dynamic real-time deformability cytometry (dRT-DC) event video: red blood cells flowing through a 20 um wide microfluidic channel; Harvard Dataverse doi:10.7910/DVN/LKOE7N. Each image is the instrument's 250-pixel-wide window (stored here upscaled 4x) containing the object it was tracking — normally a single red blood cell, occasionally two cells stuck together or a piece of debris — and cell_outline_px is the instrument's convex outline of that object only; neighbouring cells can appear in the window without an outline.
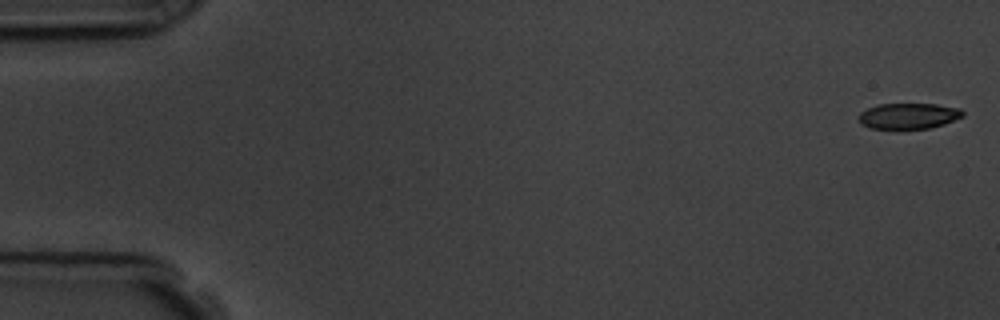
{"species": "common noctule bat (a hibernating species)", "species_latin": "Nyctalus noctula", "temperature_condition": "room temperature", "stored_images_in_passage": 56, "camera_frame_rate_fps": 3000, "um_per_image_px": 0.085, "animal": {"sex": "male", "body_mass_g": 19.5, "forearm_length_mm": 54.6}, "frame": {"image": 1, "passage_image": 1, "time_ms": 0.0, "image_size_px": [1000, 320], "cell_outline_px": [[964, 116], [944, 124], [928, 128], [896, 132], [868, 128], [860, 124], [860, 112], [868, 108], [880, 104], [936, 104], [960, 108], [964, 112]], "centroid_in_image_um": [77.2, 9.91], "position_along_channel_um": 7.8, "area_um2": 16.36}}
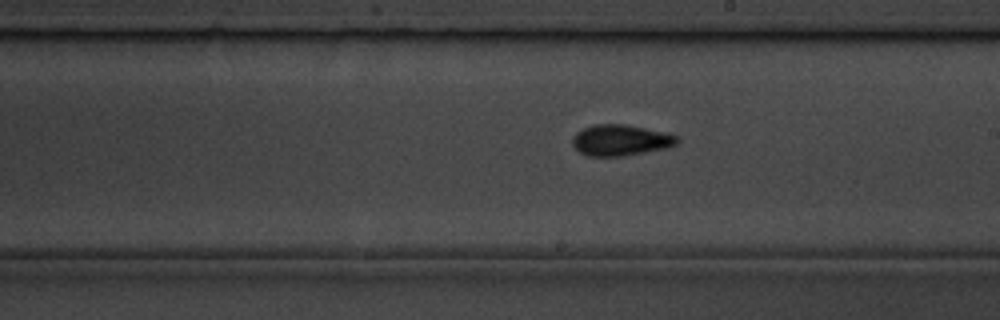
{"frame": {"image": 2, "passage_image": 32, "time_ms": 10.333, "image_size_px": [1000, 320], "cell_outline_px": [[680, 140], [676, 144], [664, 148], [620, 156], [588, 156], [580, 152], [572, 144], [572, 136], [576, 132], [592, 124], [624, 124], [664, 132], [680, 136]], "centroid_in_image_um": [52.72, 11.9], "position_along_channel_um": 236.3, "area_um2": 18.79}}
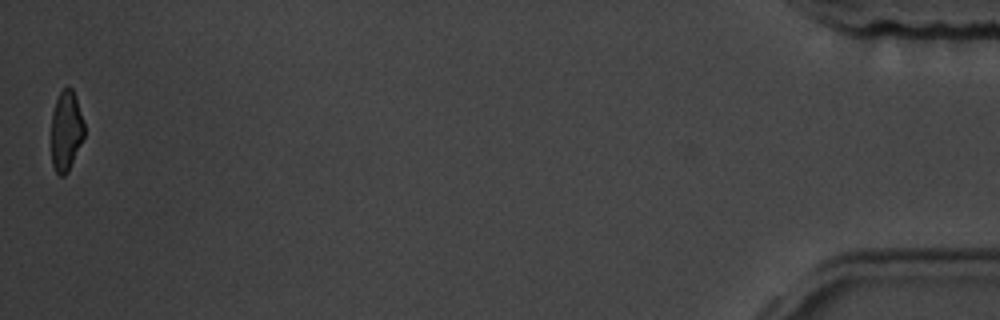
{"frame": {"image": 3, "passage_image": 56, "time_ms": 18.333, "image_size_px": [1000, 320], "cell_outline_px": [[84, 136], [68, 172], [64, 176], [60, 176], [56, 172], [52, 164], [52, 112], [56, 100], [60, 92], [68, 84], [72, 88], [76, 96], [84, 120]], "centroid_in_image_um": [5.63, 11.08], "position_along_channel_um": 429.6, "area_um2": 15.49}, "authors_computed_cell_mechanics": {"area_um2": 17.3111, "velocity_mm_per_s": 3.6171, "shape_relaxation_time_tau1_ms": 3.0414, "shape_relaxation_time_tau2_ms": 2.5412, "deformation_change_tau1": 0.1291, "deformation_change_tau2": 0.0876}}